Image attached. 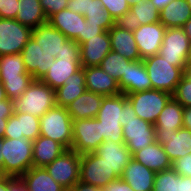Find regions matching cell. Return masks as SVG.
I'll return each mask as SVG.
<instances>
[{
    "label": "cell",
    "instance_id": "obj_1",
    "mask_svg": "<svg viewBox=\"0 0 191 191\" xmlns=\"http://www.w3.org/2000/svg\"><path fill=\"white\" fill-rule=\"evenodd\" d=\"M3 161V176L21 177L33 167V142L31 140L2 138L0 148Z\"/></svg>",
    "mask_w": 191,
    "mask_h": 191
},
{
    "label": "cell",
    "instance_id": "obj_2",
    "mask_svg": "<svg viewBox=\"0 0 191 191\" xmlns=\"http://www.w3.org/2000/svg\"><path fill=\"white\" fill-rule=\"evenodd\" d=\"M13 105L14 113H28L40 118L56 105L55 90L41 80H33Z\"/></svg>",
    "mask_w": 191,
    "mask_h": 191
},
{
    "label": "cell",
    "instance_id": "obj_3",
    "mask_svg": "<svg viewBox=\"0 0 191 191\" xmlns=\"http://www.w3.org/2000/svg\"><path fill=\"white\" fill-rule=\"evenodd\" d=\"M72 127L66 107L55 105L40 117V135L60 143L66 150L72 147Z\"/></svg>",
    "mask_w": 191,
    "mask_h": 191
},
{
    "label": "cell",
    "instance_id": "obj_4",
    "mask_svg": "<svg viewBox=\"0 0 191 191\" xmlns=\"http://www.w3.org/2000/svg\"><path fill=\"white\" fill-rule=\"evenodd\" d=\"M143 63L151 80L152 89L165 91L173 95L184 75L185 67L170 64L160 54L143 59Z\"/></svg>",
    "mask_w": 191,
    "mask_h": 191
},
{
    "label": "cell",
    "instance_id": "obj_5",
    "mask_svg": "<svg viewBox=\"0 0 191 191\" xmlns=\"http://www.w3.org/2000/svg\"><path fill=\"white\" fill-rule=\"evenodd\" d=\"M127 98L123 93L119 95L104 96L101 107L96 116L100 121L101 135L104 141L124 143L122 121V102Z\"/></svg>",
    "mask_w": 191,
    "mask_h": 191
},
{
    "label": "cell",
    "instance_id": "obj_6",
    "mask_svg": "<svg viewBox=\"0 0 191 191\" xmlns=\"http://www.w3.org/2000/svg\"><path fill=\"white\" fill-rule=\"evenodd\" d=\"M133 105L136 116L151 124H155L159 114L172 98L168 92L150 89L126 95Z\"/></svg>",
    "mask_w": 191,
    "mask_h": 191
},
{
    "label": "cell",
    "instance_id": "obj_7",
    "mask_svg": "<svg viewBox=\"0 0 191 191\" xmlns=\"http://www.w3.org/2000/svg\"><path fill=\"white\" fill-rule=\"evenodd\" d=\"M71 150L78 154L95 152L104 141L97 118L73 120Z\"/></svg>",
    "mask_w": 191,
    "mask_h": 191
},
{
    "label": "cell",
    "instance_id": "obj_8",
    "mask_svg": "<svg viewBox=\"0 0 191 191\" xmlns=\"http://www.w3.org/2000/svg\"><path fill=\"white\" fill-rule=\"evenodd\" d=\"M80 160L81 154L68 149L44 168L58 184L68 190L80 180Z\"/></svg>",
    "mask_w": 191,
    "mask_h": 191
},
{
    "label": "cell",
    "instance_id": "obj_9",
    "mask_svg": "<svg viewBox=\"0 0 191 191\" xmlns=\"http://www.w3.org/2000/svg\"><path fill=\"white\" fill-rule=\"evenodd\" d=\"M118 178L115 171L94 152L81 154L80 181L104 188Z\"/></svg>",
    "mask_w": 191,
    "mask_h": 191
},
{
    "label": "cell",
    "instance_id": "obj_10",
    "mask_svg": "<svg viewBox=\"0 0 191 191\" xmlns=\"http://www.w3.org/2000/svg\"><path fill=\"white\" fill-rule=\"evenodd\" d=\"M31 34L32 29L16 19L0 18V56L21 53Z\"/></svg>",
    "mask_w": 191,
    "mask_h": 191
},
{
    "label": "cell",
    "instance_id": "obj_11",
    "mask_svg": "<svg viewBox=\"0 0 191 191\" xmlns=\"http://www.w3.org/2000/svg\"><path fill=\"white\" fill-rule=\"evenodd\" d=\"M190 43L182 27L166 28L159 54L170 64L185 67Z\"/></svg>",
    "mask_w": 191,
    "mask_h": 191
},
{
    "label": "cell",
    "instance_id": "obj_12",
    "mask_svg": "<svg viewBox=\"0 0 191 191\" xmlns=\"http://www.w3.org/2000/svg\"><path fill=\"white\" fill-rule=\"evenodd\" d=\"M122 134L124 143L131 154L156 141L154 125L139 117L127 121L123 126Z\"/></svg>",
    "mask_w": 191,
    "mask_h": 191
},
{
    "label": "cell",
    "instance_id": "obj_13",
    "mask_svg": "<svg viewBox=\"0 0 191 191\" xmlns=\"http://www.w3.org/2000/svg\"><path fill=\"white\" fill-rule=\"evenodd\" d=\"M160 11L151 0H141L130 6V10L115 20V24L125 30L134 31L140 25L160 22Z\"/></svg>",
    "mask_w": 191,
    "mask_h": 191
},
{
    "label": "cell",
    "instance_id": "obj_14",
    "mask_svg": "<svg viewBox=\"0 0 191 191\" xmlns=\"http://www.w3.org/2000/svg\"><path fill=\"white\" fill-rule=\"evenodd\" d=\"M166 27L161 22L140 25L133 31L141 59L159 54Z\"/></svg>",
    "mask_w": 191,
    "mask_h": 191
},
{
    "label": "cell",
    "instance_id": "obj_15",
    "mask_svg": "<svg viewBox=\"0 0 191 191\" xmlns=\"http://www.w3.org/2000/svg\"><path fill=\"white\" fill-rule=\"evenodd\" d=\"M21 54L25 69L34 80H41L48 72L51 62L56 59L38 45L32 37L24 46Z\"/></svg>",
    "mask_w": 191,
    "mask_h": 191
},
{
    "label": "cell",
    "instance_id": "obj_16",
    "mask_svg": "<svg viewBox=\"0 0 191 191\" xmlns=\"http://www.w3.org/2000/svg\"><path fill=\"white\" fill-rule=\"evenodd\" d=\"M156 141L160 143L172 163L191 153V131L185 128L172 132L155 131Z\"/></svg>",
    "mask_w": 191,
    "mask_h": 191
},
{
    "label": "cell",
    "instance_id": "obj_17",
    "mask_svg": "<svg viewBox=\"0 0 191 191\" xmlns=\"http://www.w3.org/2000/svg\"><path fill=\"white\" fill-rule=\"evenodd\" d=\"M40 136V118L28 113H13L8 118L4 138H25L32 142Z\"/></svg>",
    "mask_w": 191,
    "mask_h": 191
},
{
    "label": "cell",
    "instance_id": "obj_18",
    "mask_svg": "<svg viewBox=\"0 0 191 191\" xmlns=\"http://www.w3.org/2000/svg\"><path fill=\"white\" fill-rule=\"evenodd\" d=\"M111 50V39L108 31L95 35L80 45L81 66H100L102 60Z\"/></svg>",
    "mask_w": 191,
    "mask_h": 191
},
{
    "label": "cell",
    "instance_id": "obj_19",
    "mask_svg": "<svg viewBox=\"0 0 191 191\" xmlns=\"http://www.w3.org/2000/svg\"><path fill=\"white\" fill-rule=\"evenodd\" d=\"M118 86L121 93L125 95L152 89L143 60L131 61L127 65V71L118 82Z\"/></svg>",
    "mask_w": 191,
    "mask_h": 191
},
{
    "label": "cell",
    "instance_id": "obj_20",
    "mask_svg": "<svg viewBox=\"0 0 191 191\" xmlns=\"http://www.w3.org/2000/svg\"><path fill=\"white\" fill-rule=\"evenodd\" d=\"M94 153L103 158L119 177L132 159V154L125 143H115L111 140L103 141Z\"/></svg>",
    "mask_w": 191,
    "mask_h": 191
},
{
    "label": "cell",
    "instance_id": "obj_21",
    "mask_svg": "<svg viewBox=\"0 0 191 191\" xmlns=\"http://www.w3.org/2000/svg\"><path fill=\"white\" fill-rule=\"evenodd\" d=\"M87 91L103 96L119 95L118 82L107 74L100 66L84 67Z\"/></svg>",
    "mask_w": 191,
    "mask_h": 191
},
{
    "label": "cell",
    "instance_id": "obj_22",
    "mask_svg": "<svg viewBox=\"0 0 191 191\" xmlns=\"http://www.w3.org/2000/svg\"><path fill=\"white\" fill-rule=\"evenodd\" d=\"M82 68L80 58L55 59L41 81L53 90L64 85L66 79Z\"/></svg>",
    "mask_w": 191,
    "mask_h": 191
},
{
    "label": "cell",
    "instance_id": "obj_23",
    "mask_svg": "<svg viewBox=\"0 0 191 191\" xmlns=\"http://www.w3.org/2000/svg\"><path fill=\"white\" fill-rule=\"evenodd\" d=\"M83 21H86L82 14L69 9L61 10L52 15L48 22L59 30L68 39H72L79 44V34H82Z\"/></svg>",
    "mask_w": 191,
    "mask_h": 191
},
{
    "label": "cell",
    "instance_id": "obj_24",
    "mask_svg": "<svg viewBox=\"0 0 191 191\" xmlns=\"http://www.w3.org/2000/svg\"><path fill=\"white\" fill-rule=\"evenodd\" d=\"M132 158L155 173L172 168V161L157 141L134 152Z\"/></svg>",
    "mask_w": 191,
    "mask_h": 191
},
{
    "label": "cell",
    "instance_id": "obj_25",
    "mask_svg": "<svg viewBox=\"0 0 191 191\" xmlns=\"http://www.w3.org/2000/svg\"><path fill=\"white\" fill-rule=\"evenodd\" d=\"M155 174L154 171L132 158L123 170L121 178L134 191H153Z\"/></svg>",
    "mask_w": 191,
    "mask_h": 191
},
{
    "label": "cell",
    "instance_id": "obj_26",
    "mask_svg": "<svg viewBox=\"0 0 191 191\" xmlns=\"http://www.w3.org/2000/svg\"><path fill=\"white\" fill-rule=\"evenodd\" d=\"M31 37L46 52L57 57L63 50V44L68 40L59 30L46 22L32 30Z\"/></svg>",
    "mask_w": 191,
    "mask_h": 191
},
{
    "label": "cell",
    "instance_id": "obj_27",
    "mask_svg": "<svg viewBox=\"0 0 191 191\" xmlns=\"http://www.w3.org/2000/svg\"><path fill=\"white\" fill-rule=\"evenodd\" d=\"M103 95L85 91L66 106L72 120L96 118L101 107Z\"/></svg>",
    "mask_w": 191,
    "mask_h": 191
},
{
    "label": "cell",
    "instance_id": "obj_28",
    "mask_svg": "<svg viewBox=\"0 0 191 191\" xmlns=\"http://www.w3.org/2000/svg\"><path fill=\"white\" fill-rule=\"evenodd\" d=\"M108 32L112 51L119 53L130 61L142 60L133 31L125 30L115 24Z\"/></svg>",
    "mask_w": 191,
    "mask_h": 191
},
{
    "label": "cell",
    "instance_id": "obj_29",
    "mask_svg": "<svg viewBox=\"0 0 191 191\" xmlns=\"http://www.w3.org/2000/svg\"><path fill=\"white\" fill-rule=\"evenodd\" d=\"M84 67L70 75L64 85L55 90L56 105L66 107L86 91Z\"/></svg>",
    "mask_w": 191,
    "mask_h": 191
},
{
    "label": "cell",
    "instance_id": "obj_30",
    "mask_svg": "<svg viewBox=\"0 0 191 191\" xmlns=\"http://www.w3.org/2000/svg\"><path fill=\"white\" fill-rule=\"evenodd\" d=\"M33 167H45L59 157L66 149L53 139L38 136L33 141Z\"/></svg>",
    "mask_w": 191,
    "mask_h": 191
},
{
    "label": "cell",
    "instance_id": "obj_31",
    "mask_svg": "<svg viewBox=\"0 0 191 191\" xmlns=\"http://www.w3.org/2000/svg\"><path fill=\"white\" fill-rule=\"evenodd\" d=\"M21 179L27 191H67L50 176L44 167H31L21 176Z\"/></svg>",
    "mask_w": 191,
    "mask_h": 191
},
{
    "label": "cell",
    "instance_id": "obj_32",
    "mask_svg": "<svg viewBox=\"0 0 191 191\" xmlns=\"http://www.w3.org/2000/svg\"><path fill=\"white\" fill-rule=\"evenodd\" d=\"M183 111L184 107L172 97L159 114L155 131L172 132L183 128Z\"/></svg>",
    "mask_w": 191,
    "mask_h": 191
},
{
    "label": "cell",
    "instance_id": "obj_33",
    "mask_svg": "<svg viewBox=\"0 0 191 191\" xmlns=\"http://www.w3.org/2000/svg\"><path fill=\"white\" fill-rule=\"evenodd\" d=\"M159 16L166 28L183 27L191 17V7L187 0H172L160 11Z\"/></svg>",
    "mask_w": 191,
    "mask_h": 191
},
{
    "label": "cell",
    "instance_id": "obj_34",
    "mask_svg": "<svg viewBox=\"0 0 191 191\" xmlns=\"http://www.w3.org/2000/svg\"><path fill=\"white\" fill-rule=\"evenodd\" d=\"M18 9L15 19L32 30L48 22L40 0H18Z\"/></svg>",
    "mask_w": 191,
    "mask_h": 191
},
{
    "label": "cell",
    "instance_id": "obj_35",
    "mask_svg": "<svg viewBox=\"0 0 191 191\" xmlns=\"http://www.w3.org/2000/svg\"><path fill=\"white\" fill-rule=\"evenodd\" d=\"M27 73L21 53L0 56V79H21Z\"/></svg>",
    "mask_w": 191,
    "mask_h": 191
},
{
    "label": "cell",
    "instance_id": "obj_36",
    "mask_svg": "<svg viewBox=\"0 0 191 191\" xmlns=\"http://www.w3.org/2000/svg\"><path fill=\"white\" fill-rule=\"evenodd\" d=\"M86 22L100 25L105 31H109L114 25L115 20L102 6L100 0H89L87 13L84 15Z\"/></svg>",
    "mask_w": 191,
    "mask_h": 191
},
{
    "label": "cell",
    "instance_id": "obj_37",
    "mask_svg": "<svg viewBox=\"0 0 191 191\" xmlns=\"http://www.w3.org/2000/svg\"><path fill=\"white\" fill-rule=\"evenodd\" d=\"M130 62V60L126 59L119 53L111 50L102 60L100 67L119 82L123 74L127 71V65Z\"/></svg>",
    "mask_w": 191,
    "mask_h": 191
},
{
    "label": "cell",
    "instance_id": "obj_38",
    "mask_svg": "<svg viewBox=\"0 0 191 191\" xmlns=\"http://www.w3.org/2000/svg\"><path fill=\"white\" fill-rule=\"evenodd\" d=\"M153 191H180V175L173 168L157 172Z\"/></svg>",
    "mask_w": 191,
    "mask_h": 191
},
{
    "label": "cell",
    "instance_id": "obj_39",
    "mask_svg": "<svg viewBox=\"0 0 191 191\" xmlns=\"http://www.w3.org/2000/svg\"><path fill=\"white\" fill-rule=\"evenodd\" d=\"M32 75H21V79H0L6 91L7 98L14 101L19 98L33 82Z\"/></svg>",
    "mask_w": 191,
    "mask_h": 191
},
{
    "label": "cell",
    "instance_id": "obj_40",
    "mask_svg": "<svg viewBox=\"0 0 191 191\" xmlns=\"http://www.w3.org/2000/svg\"><path fill=\"white\" fill-rule=\"evenodd\" d=\"M172 97L184 108L191 107V79L183 75Z\"/></svg>",
    "mask_w": 191,
    "mask_h": 191
},
{
    "label": "cell",
    "instance_id": "obj_41",
    "mask_svg": "<svg viewBox=\"0 0 191 191\" xmlns=\"http://www.w3.org/2000/svg\"><path fill=\"white\" fill-rule=\"evenodd\" d=\"M100 2L114 20H117L130 10L128 0H100Z\"/></svg>",
    "mask_w": 191,
    "mask_h": 191
},
{
    "label": "cell",
    "instance_id": "obj_42",
    "mask_svg": "<svg viewBox=\"0 0 191 191\" xmlns=\"http://www.w3.org/2000/svg\"><path fill=\"white\" fill-rule=\"evenodd\" d=\"M13 113L14 105L11 99L6 98L0 101V139L4 137L8 118L11 117Z\"/></svg>",
    "mask_w": 191,
    "mask_h": 191
},
{
    "label": "cell",
    "instance_id": "obj_43",
    "mask_svg": "<svg viewBox=\"0 0 191 191\" xmlns=\"http://www.w3.org/2000/svg\"><path fill=\"white\" fill-rule=\"evenodd\" d=\"M68 0H40V4L47 20L55 13L67 9Z\"/></svg>",
    "mask_w": 191,
    "mask_h": 191
},
{
    "label": "cell",
    "instance_id": "obj_44",
    "mask_svg": "<svg viewBox=\"0 0 191 191\" xmlns=\"http://www.w3.org/2000/svg\"><path fill=\"white\" fill-rule=\"evenodd\" d=\"M18 10V0H0V18L15 19Z\"/></svg>",
    "mask_w": 191,
    "mask_h": 191
},
{
    "label": "cell",
    "instance_id": "obj_45",
    "mask_svg": "<svg viewBox=\"0 0 191 191\" xmlns=\"http://www.w3.org/2000/svg\"><path fill=\"white\" fill-rule=\"evenodd\" d=\"M62 58H80V45L76 41L68 39L63 44L61 54H58L56 57V59Z\"/></svg>",
    "mask_w": 191,
    "mask_h": 191
},
{
    "label": "cell",
    "instance_id": "obj_46",
    "mask_svg": "<svg viewBox=\"0 0 191 191\" xmlns=\"http://www.w3.org/2000/svg\"><path fill=\"white\" fill-rule=\"evenodd\" d=\"M172 168L179 175L191 177V153L182 158L176 159L172 163Z\"/></svg>",
    "mask_w": 191,
    "mask_h": 191
},
{
    "label": "cell",
    "instance_id": "obj_47",
    "mask_svg": "<svg viewBox=\"0 0 191 191\" xmlns=\"http://www.w3.org/2000/svg\"><path fill=\"white\" fill-rule=\"evenodd\" d=\"M105 31L100 25H94L83 21L82 34H79V45L83 44L90 38L95 37V35L101 34Z\"/></svg>",
    "mask_w": 191,
    "mask_h": 191
},
{
    "label": "cell",
    "instance_id": "obj_48",
    "mask_svg": "<svg viewBox=\"0 0 191 191\" xmlns=\"http://www.w3.org/2000/svg\"><path fill=\"white\" fill-rule=\"evenodd\" d=\"M121 113H122V121H120V123L122 127L126 125L127 121H129L130 119H135L137 117L136 113L134 112L133 105L131 104L128 98H126L122 102Z\"/></svg>",
    "mask_w": 191,
    "mask_h": 191
},
{
    "label": "cell",
    "instance_id": "obj_49",
    "mask_svg": "<svg viewBox=\"0 0 191 191\" xmlns=\"http://www.w3.org/2000/svg\"><path fill=\"white\" fill-rule=\"evenodd\" d=\"M89 7V0H68L67 9L82 14L87 13Z\"/></svg>",
    "mask_w": 191,
    "mask_h": 191
},
{
    "label": "cell",
    "instance_id": "obj_50",
    "mask_svg": "<svg viewBox=\"0 0 191 191\" xmlns=\"http://www.w3.org/2000/svg\"><path fill=\"white\" fill-rule=\"evenodd\" d=\"M104 191H134L130 185L125 182L121 177L111 181L106 187H104Z\"/></svg>",
    "mask_w": 191,
    "mask_h": 191
},
{
    "label": "cell",
    "instance_id": "obj_51",
    "mask_svg": "<svg viewBox=\"0 0 191 191\" xmlns=\"http://www.w3.org/2000/svg\"><path fill=\"white\" fill-rule=\"evenodd\" d=\"M8 191H27V189L21 177L8 176Z\"/></svg>",
    "mask_w": 191,
    "mask_h": 191
},
{
    "label": "cell",
    "instance_id": "obj_52",
    "mask_svg": "<svg viewBox=\"0 0 191 191\" xmlns=\"http://www.w3.org/2000/svg\"><path fill=\"white\" fill-rule=\"evenodd\" d=\"M67 191H104V188L96 187L79 180Z\"/></svg>",
    "mask_w": 191,
    "mask_h": 191
},
{
    "label": "cell",
    "instance_id": "obj_53",
    "mask_svg": "<svg viewBox=\"0 0 191 191\" xmlns=\"http://www.w3.org/2000/svg\"><path fill=\"white\" fill-rule=\"evenodd\" d=\"M183 128L191 131V107H185L183 111Z\"/></svg>",
    "mask_w": 191,
    "mask_h": 191
},
{
    "label": "cell",
    "instance_id": "obj_54",
    "mask_svg": "<svg viewBox=\"0 0 191 191\" xmlns=\"http://www.w3.org/2000/svg\"><path fill=\"white\" fill-rule=\"evenodd\" d=\"M180 191H191V177L180 175Z\"/></svg>",
    "mask_w": 191,
    "mask_h": 191
},
{
    "label": "cell",
    "instance_id": "obj_55",
    "mask_svg": "<svg viewBox=\"0 0 191 191\" xmlns=\"http://www.w3.org/2000/svg\"><path fill=\"white\" fill-rule=\"evenodd\" d=\"M153 5L161 11L166 5H168L172 0H151Z\"/></svg>",
    "mask_w": 191,
    "mask_h": 191
},
{
    "label": "cell",
    "instance_id": "obj_56",
    "mask_svg": "<svg viewBox=\"0 0 191 191\" xmlns=\"http://www.w3.org/2000/svg\"><path fill=\"white\" fill-rule=\"evenodd\" d=\"M0 191H8V176H0Z\"/></svg>",
    "mask_w": 191,
    "mask_h": 191
},
{
    "label": "cell",
    "instance_id": "obj_57",
    "mask_svg": "<svg viewBox=\"0 0 191 191\" xmlns=\"http://www.w3.org/2000/svg\"><path fill=\"white\" fill-rule=\"evenodd\" d=\"M182 28L191 41V17L187 20V22L183 25Z\"/></svg>",
    "mask_w": 191,
    "mask_h": 191
},
{
    "label": "cell",
    "instance_id": "obj_58",
    "mask_svg": "<svg viewBox=\"0 0 191 191\" xmlns=\"http://www.w3.org/2000/svg\"><path fill=\"white\" fill-rule=\"evenodd\" d=\"M184 75L191 79V61L186 62V66L184 69Z\"/></svg>",
    "mask_w": 191,
    "mask_h": 191
},
{
    "label": "cell",
    "instance_id": "obj_59",
    "mask_svg": "<svg viewBox=\"0 0 191 191\" xmlns=\"http://www.w3.org/2000/svg\"><path fill=\"white\" fill-rule=\"evenodd\" d=\"M1 147H2V139H0V148ZM3 161H4V158H3V155H2V152L0 149V174H1V176H3Z\"/></svg>",
    "mask_w": 191,
    "mask_h": 191
},
{
    "label": "cell",
    "instance_id": "obj_60",
    "mask_svg": "<svg viewBox=\"0 0 191 191\" xmlns=\"http://www.w3.org/2000/svg\"><path fill=\"white\" fill-rule=\"evenodd\" d=\"M7 98L6 91L4 90L3 85L0 83V101Z\"/></svg>",
    "mask_w": 191,
    "mask_h": 191
},
{
    "label": "cell",
    "instance_id": "obj_61",
    "mask_svg": "<svg viewBox=\"0 0 191 191\" xmlns=\"http://www.w3.org/2000/svg\"><path fill=\"white\" fill-rule=\"evenodd\" d=\"M128 1H129V5L131 6V5H134L141 0H128Z\"/></svg>",
    "mask_w": 191,
    "mask_h": 191
},
{
    "label": "cell",
    "instance_id": "obj_62",
    "mask_svg": "<svg viewBox=\"0 0 191 191\" xmlns=\"http://www.w3.org/2000/svg\"><path fill=\"white\" fill-rule=\"evenodd\" d=\"M187 61H191V43H190V48H189V53H188Z\"/></svg>",
    "mask_w": 191,
    "mask_h": 191
},
{
    "label": "cell",
    "instance_id": "obj_63",
    "mask_svg": "<svg viewBox=\"0 0 191 191\" xmlns=\"http://www.w3.org/2000/svg\"><path fill=\"white\" fill-rule=\"evenodd\" d=\"M187 3L191 7V0H187Z\"/></svg>",
    "mask_w": 191,
    "mask_h": 191
}]
</instances>
